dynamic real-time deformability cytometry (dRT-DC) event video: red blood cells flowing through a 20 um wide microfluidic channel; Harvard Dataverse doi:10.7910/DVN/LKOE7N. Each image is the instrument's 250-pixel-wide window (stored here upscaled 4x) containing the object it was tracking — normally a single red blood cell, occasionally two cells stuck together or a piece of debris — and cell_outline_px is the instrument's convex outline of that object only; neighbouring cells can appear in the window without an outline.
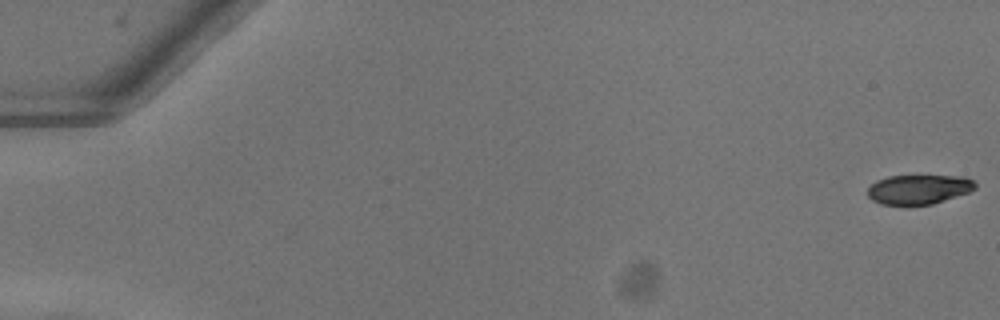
{"species": "common noctule bat (a hibernating species)", "species_latin": "Nyctalus noctula", "temperature_condition": "warm", "stored_images_in_passage": 53, "camera_frame_rate_fps": 3000, "um_per_image_px": 0.085, "animal": {"sex": "female"}, "frame": {"image": 1, "passage_image": 1, "time_ms": 0.0, "image_size_px": [1000, 320], "cell_outline_px": [[976, 188], [968, 192], [932, 204], [880, 204], [872, 200], [868, 196], [868, 188], [876, 180], [888, 176], [960, 176], [972, 180], [976, 184]], "centroid_in_image_um": [78.06, 16.09], "position_along_channel_um": 6.9, "area_um2": 18.21}}
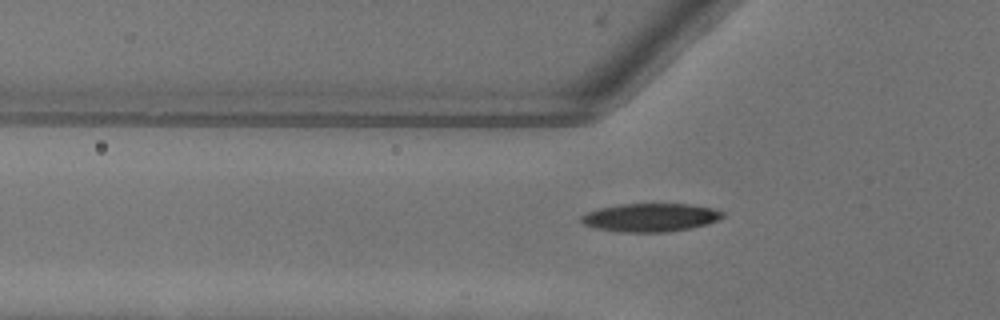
{"frame": {"image": 2, "passage_image": 19, "time_ms": 6.0, "image_size_px": [1000, 320], "cell_outline_px": [[724, 216], [720, 220], [688, 228], [668, 232], [620, 232], [596, 228], [584, 224], [580, 220], [580, 216], [588, 212], [600, 208], [620, 204], [688, 204], [712, 208], [724, 212]], "centroid_in_image_um": [55.28, 18.48], "position_along_channel_um": 70.5, "area_um2": 23.18}}
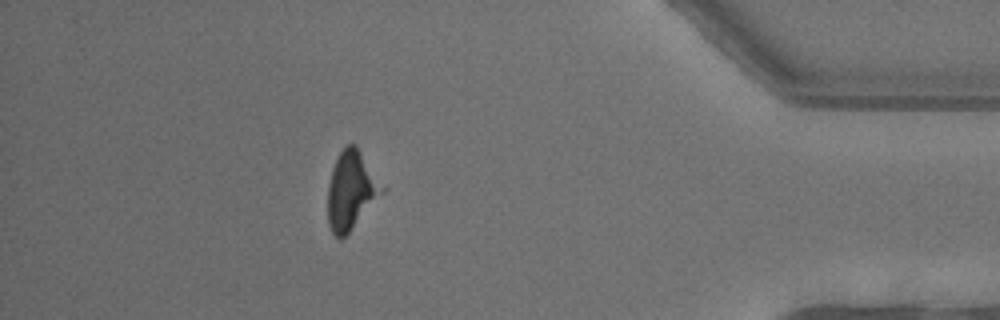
{"frame": {"image": 3, "passage_image": 47, "time_ms": 15.333, "image_size_px": [1000, 320], "cell_outline_px": [[388, 188], [352, 228], [340, 240], [332, 232], [328, 224], [328, 184], [332, 168], [340, 152], [348, 144], [356, 144]], "centroid_in_image_um": [29.89, 16.15], "position_along_channel_um": 405.3, "area_um2": 25.03}}